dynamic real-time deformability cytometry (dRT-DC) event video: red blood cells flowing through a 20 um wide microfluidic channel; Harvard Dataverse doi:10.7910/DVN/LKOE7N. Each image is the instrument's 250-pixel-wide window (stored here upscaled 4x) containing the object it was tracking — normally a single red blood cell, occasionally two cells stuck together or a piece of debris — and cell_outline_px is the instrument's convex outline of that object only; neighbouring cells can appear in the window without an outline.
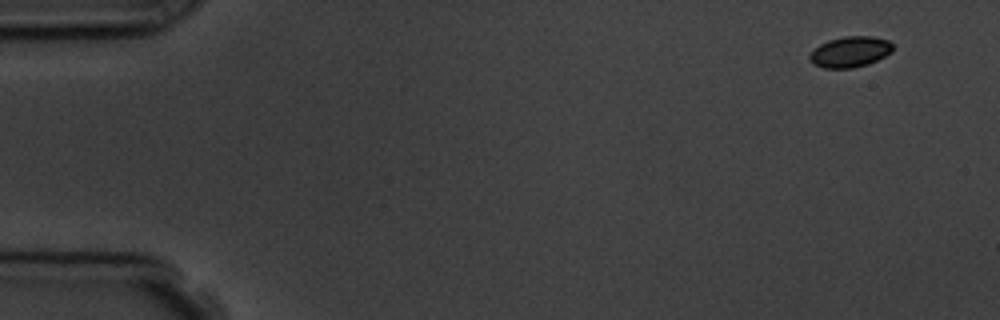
{"species": "common noctule bat (a hibernating species)", "species_latin": "Nyctalus noctula", "temperature_condition": "room temperature", "stored_images_in_passage": 8, "camera_frame_rate_fps": 3000, "um_per_image_px": 0.085, "animal": {"sex": "male", "body_mass_g": 19.5, "forearm_length_mm": 54.6}, "frame": {"image": 1, "passage_image": 1, "time_ms": 0.0, "image_size_px": [1000, 320], "cell_outline_px": [[892, 52], [868, 64], [852, 68], [824, 68], [816, 64], [808, 56], [820, 44], [828, 40], [844, 36], [872, 36], [888, 40], [892, 44]], "centroid_in_image_um": [72.28, 4.39], "position_along_channel_um": 12.7, "area_um2": 14.68}}
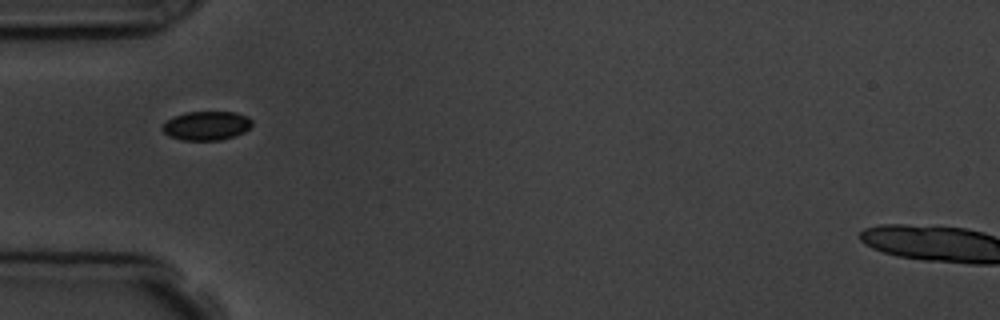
{"frame": {"image": 2, "passage_image": 5, "time_ms": 4.667, "image_size_px": [1000, 320], "cell_outline_px": [[252, 124], [244, 132], [220, 140], [180, 140], [168, 136], [160, 128], [172, 116], [188, 112], [236, 112], [248, 116], [252, 120]], "centroid_in_image_um": [17.53, 10.68], "position_along_channel_um": 67.5, "area_um2": 15.14}}